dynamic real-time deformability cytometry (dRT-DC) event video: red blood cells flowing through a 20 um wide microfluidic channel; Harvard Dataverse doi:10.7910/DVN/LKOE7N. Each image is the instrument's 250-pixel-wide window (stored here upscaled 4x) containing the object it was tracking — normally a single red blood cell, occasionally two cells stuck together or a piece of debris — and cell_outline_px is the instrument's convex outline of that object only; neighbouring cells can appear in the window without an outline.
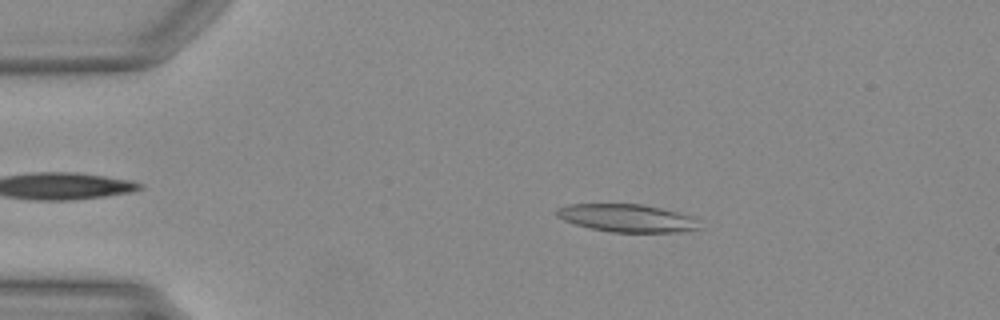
{"species": "Egyptian fruit bat (a non-hibernating species)", "species_latin": "Rousettus aegyptiacus", "temperature_condition": "warm", "stored_images_in_passage": 42, "camera_frame_rate_fps": 3000, "um_per_image_px": 0.085, "animal": {"sex": "female"}, "frame": {"image": 1, "passage_image": 9, "time_ms": 2.667, "image_size_px": [1000, 320], "cell_outline_px": [[704, 228], [676, 232], [612, 232], [592, 228], [576, 224], [564, 220], [556, 216], [556, 212], [560, 208], [572, 204], [640, 204], [680, 212], [692, 216], [700, 220]], "centroid_in_image_um": [53.41, 18.54], "position_along_channel_um": 31.6, "area_um2": 23.12}}
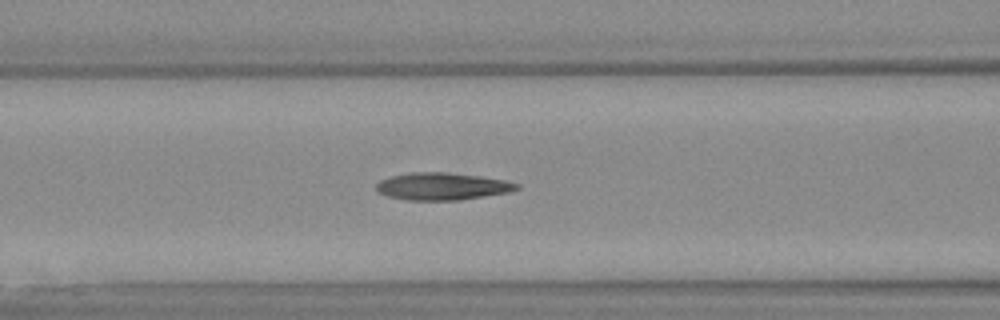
{"frame": {"image": 2, "passage_image": 20, "time_ms": 6.333, "image_size_px": [1000, 320], "cell_outline_px": [[520, 188], [508, 192], [460, 200], [404, 200], [388, 196], [380, 192], [376, 188], [376, 184], [380, 180], [392, 176], [412, 172], [444, 172], [480, 176], [504, 180], [520, 184]], "centroid_in_image_um": [37.59, 15.84], "position_along_channel_um": 129.0, "area_um2": 22.2}}
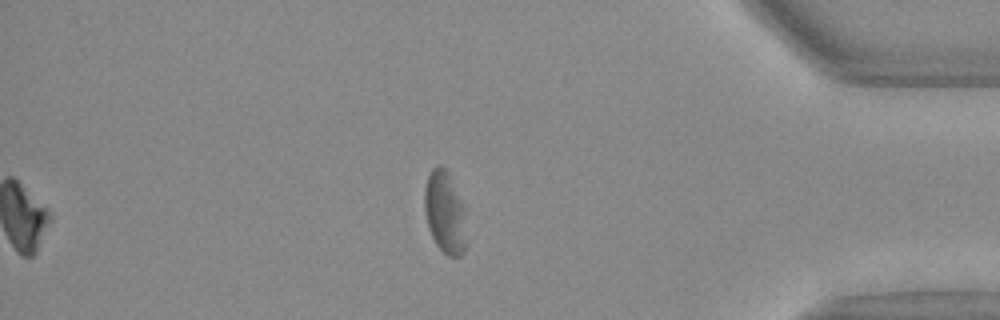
{"frame": {"image": 3, "passage_image": 42, "time_ms": 13.667, "image_size_px": [1000, 320], "cell_outline_px": [[464, 252], [460, 256], [448, 256], [436, 244], [428, 228], [424, 212], [424, 188], [428, 176], [432, 168], [436, 164], [440, 164], [448, 172], [460, 204], [464, 244]], "centroid_in_image_um": [37.71, 18.03], "position_along_channel_um": 397.5, "area_um2": 18.96}}